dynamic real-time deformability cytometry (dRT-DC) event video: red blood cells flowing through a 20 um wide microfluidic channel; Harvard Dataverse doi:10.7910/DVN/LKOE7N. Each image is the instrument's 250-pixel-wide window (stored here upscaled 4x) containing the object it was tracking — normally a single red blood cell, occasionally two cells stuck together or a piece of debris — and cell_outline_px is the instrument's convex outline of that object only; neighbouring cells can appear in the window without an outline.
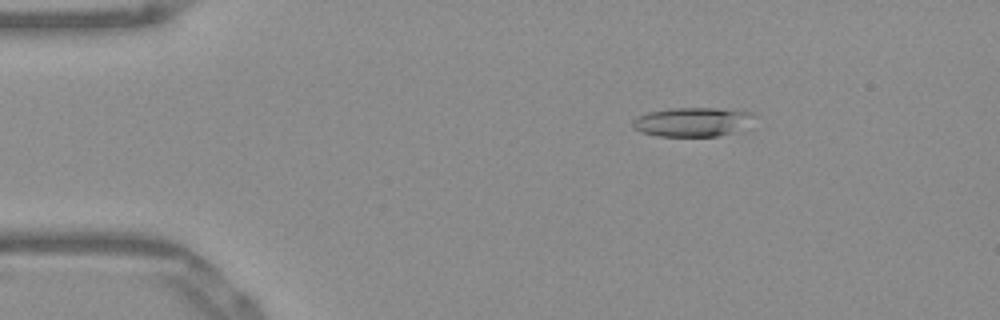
{"species": "Egyptian fruit bat (a non-hibernating species)", "species_latin": "Rousettus aegyptiacus", "temperature_condition": "warm", "stored_images_in_passage": 51, "camera_frame_rate_fps": 3000, "um_per_image_px": 0.085, "frame": {"image": 1, "passage_image": 8, "time_ms": 2.333, "image_size_px": [1000, 320], "cell_outline_px": [[756, 116], [740, 132], [716, 136], [656, 136], [640, 132], [632, 124], [632, 120], [636, 116], [648, 112], [672, 108], [740, 108], [752, 112]], "centroid_in_image_um": [58.93, 10.35], "position_along_channel_um": 26.1, "area_um2": 21.15}}
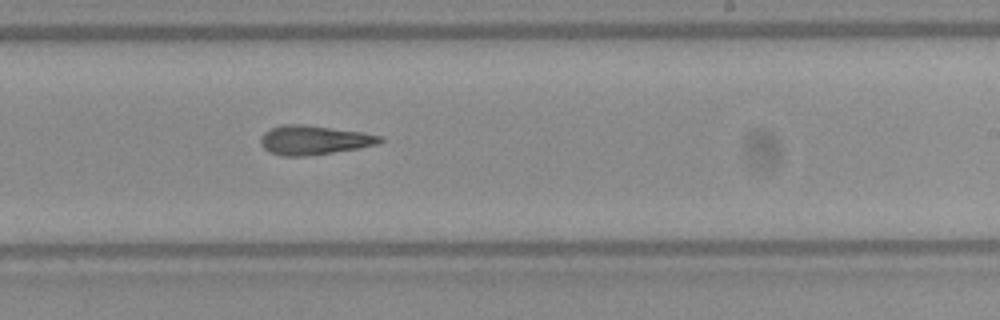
{"frame": {"image": 2, "passage_image": 31, "time_ms": 10.0, "image_size_px": [1000, 320], "cell_outline_px": [[384, 140], [380, 144], [360, 148], [304, 156], [284, 156], [268, 152], [260, 144], [260, 136], [268, 128], [284, 124], [304, 124], [364, 132], [380, 136]], "centroid_in_image_um": [26.67, 11.89], "position_along_channel_um": 262.3, "area_um2": 20.52}}
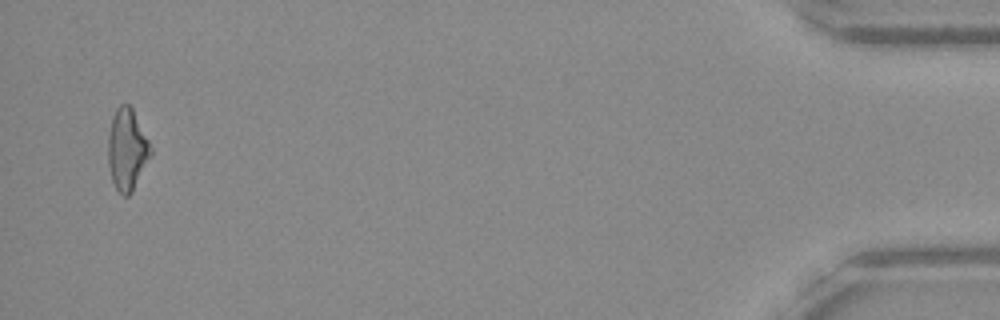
{"frame": {"image": 3, "passage_image": 50, "time_ms": 16.333, "image_size_px": [1000, 320], "cell_outline_px": [[152, 152], [132, 192], [128, 196], [124, 196], [116, 188], [112, 180], [108, 164], [108, 136], [112, 116], [116, 108], [120, 104], [128, 104], [132, 108], [152, 148]], "centroid_in_image_um": [10.78, 12.69], "position_along_channel_um": 424.4, "area_um2": 20.0}}